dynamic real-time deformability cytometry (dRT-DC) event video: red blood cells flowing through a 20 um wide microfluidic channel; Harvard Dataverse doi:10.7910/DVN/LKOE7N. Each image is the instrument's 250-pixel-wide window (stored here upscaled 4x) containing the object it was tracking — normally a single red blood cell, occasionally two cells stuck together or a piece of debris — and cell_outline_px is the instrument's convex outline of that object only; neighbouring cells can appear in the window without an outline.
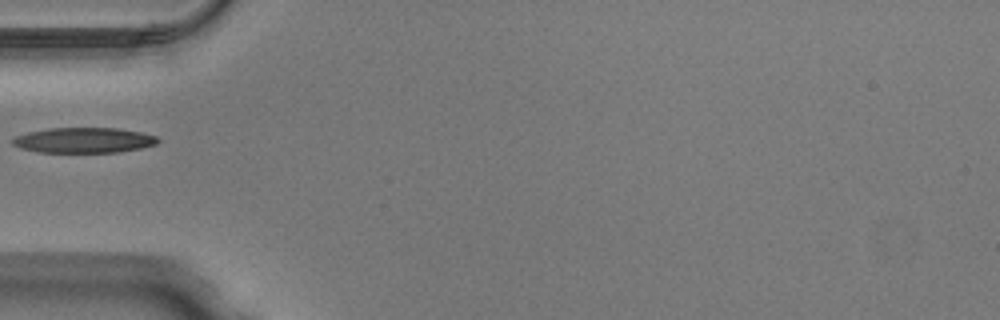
{"species": "Egyptian fruit bat (a non-hibernating species)", "species_latin": "Rousettus aegyptiacus", "temperature_condition": "warm", "stored_images_in_passage": 16, "camera_frame_rate_fps": 3000, "um_per_image_px": 0.085, "animal": {"sex": "male"}, "frame": {"image": 1, "passage_image": 1, "time_ms": 0.0, "image_size_px": [1000, 320], "cell_outline_px": [[160, 140], [156, 144], [140, 148], [120, 152], [36, 152], [20, 148], [12, 144], [12, 140], [16, 136], [28, 132], [48, 128], [116, 128], [140, 132], [156, 136]], "centroid_in_image_um": [7.11, 11.92], "position_along_channel_um": 77.9, "area_um2": 21.39}}